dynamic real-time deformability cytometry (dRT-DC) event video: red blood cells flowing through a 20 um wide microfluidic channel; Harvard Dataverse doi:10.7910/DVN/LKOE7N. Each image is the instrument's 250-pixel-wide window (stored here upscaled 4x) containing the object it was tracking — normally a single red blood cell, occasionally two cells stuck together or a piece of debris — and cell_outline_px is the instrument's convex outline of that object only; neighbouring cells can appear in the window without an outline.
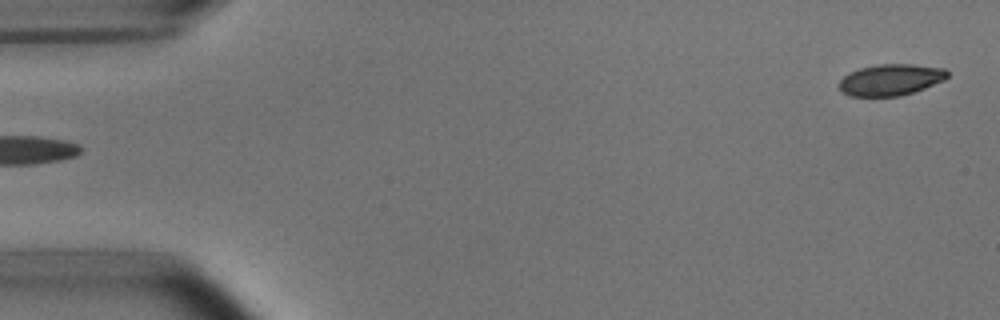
{"species": "common noctule bat (a hibernating species)", "species_latin": "Nyctalus noctula", "temperature_condition": "room temperature", "stored_images_in_passage": 5, "segment_of_instrument_passage": [2, 2], "camera_frame_rate_fps": 3000, "um_per_image_px": 0.085, "animal": {"sex": "male", "body_mass_g": 15.6}, "frame": {"image": 1, "passage_image": 5, "time_ms": 5.333, "image_size_px": [1000, 320], "cell_outline_px": [[948, 76], [944, 80], [924, 88], [900, 96], [848, 96], [840, 88], [840, 80], [848, 72], [860, 68], [880, 64], [912, 64], [944, 68], [948, 72]], "centroid_in_image_um": [75.71, 6.77], "position_along_channel_um": 9.3, "area_um2": 19.65}}